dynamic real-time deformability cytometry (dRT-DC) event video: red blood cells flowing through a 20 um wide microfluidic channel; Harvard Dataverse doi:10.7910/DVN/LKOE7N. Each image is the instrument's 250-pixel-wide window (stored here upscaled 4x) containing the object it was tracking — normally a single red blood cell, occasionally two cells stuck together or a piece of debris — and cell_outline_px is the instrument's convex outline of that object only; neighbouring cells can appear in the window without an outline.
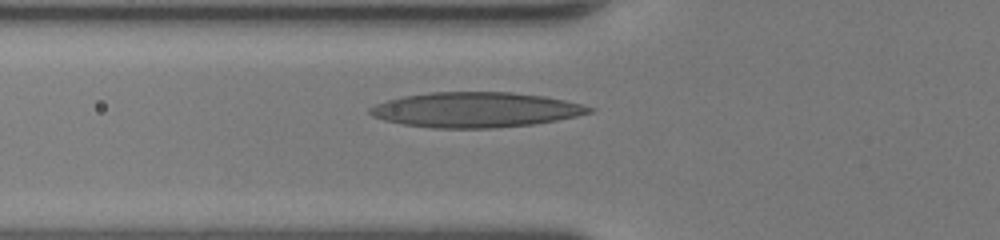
{"species": "human", "species_latin": "Homo sapiens", "temperature_condition": "room temperature", "stored_images_in_passage": 29, "camera_frame_rate_fps": 3000, "um_per_image_px": 0.085, "donor": {"sex": "female"}, "frame": {"image": 1, "passage_image": 2, "time_ms": 0.333, "image_size_px": [1000, 240], "cell_outline_px": [[596, 108], [592, 112], [576, 116], [556, 120], [532, 124], [496, 128], [432, 128], [404, 124], [384, 120], [372, 116], [368, 112], [368, 108], [376, 104], [388, 100], [404, 96], [432, 92], [512, 92], [544, 96], [564, 100]], "centroid_in_image_um": [40.42, 9.33], "position_along_channel_um": 85.4, "area_um2": 44.74}}
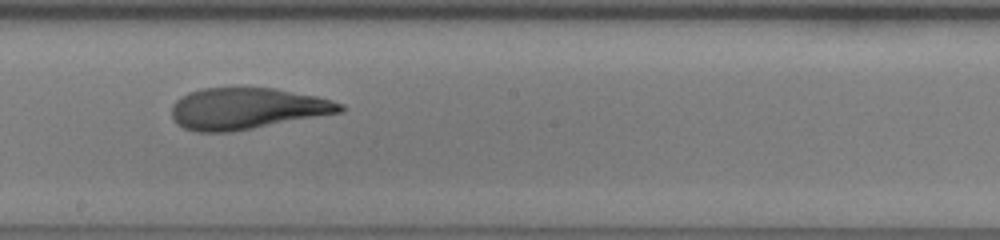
{"frame": {"image": 2, "passage_image": 12, "time_ms": 3.667, "image_size_px": [1000, 240], "cell_outline_px": [[344, 112], [232, 132], [196, 132], [184, 128], [176, 124], [172, 120], [172, 104], [180, 96], [188, 92], [200, 88], [272, 88], [316, 96], [332, 100], [344, 104]], "centroid_in_image_um": [20.96, 9.23], "position_along_channel_um": 227.2, "area_um2": 40.92}}
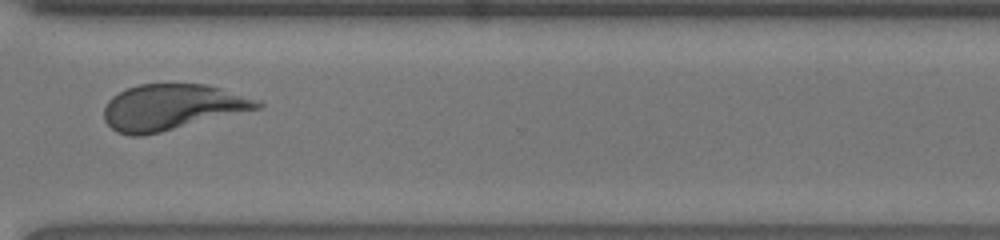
{"frame": {"image": 3, "passage_image": 21, "time_ms": 6.667, "image_size_px": [1000, 240], "cell_outline_px": [[264, 104], [260, 108], [160, 132], [140, 136], [132, 136], [116, 132], [104, 120], [104, 108], [108, 100], [112, 96], [128, 88], [140, 84], [204, 84], [220, 88], [260, 100]], "centroid_in_image_um": [14.59, 9.11], "position_along_channel_um": 356.0, "area_um2": 40.58}, "authors_computed_cell_mechanics": {"area_um2": 41.2114, "velocity_mm_per_s": 4.2599, "shape_relaxation_time_tau1_ms": 5.9267, "shape_relaxation_time_tau2_ms": 1.7475, "deformation_change_tau1": 0.2466, "deformation_change_tau2": 0.1056}}